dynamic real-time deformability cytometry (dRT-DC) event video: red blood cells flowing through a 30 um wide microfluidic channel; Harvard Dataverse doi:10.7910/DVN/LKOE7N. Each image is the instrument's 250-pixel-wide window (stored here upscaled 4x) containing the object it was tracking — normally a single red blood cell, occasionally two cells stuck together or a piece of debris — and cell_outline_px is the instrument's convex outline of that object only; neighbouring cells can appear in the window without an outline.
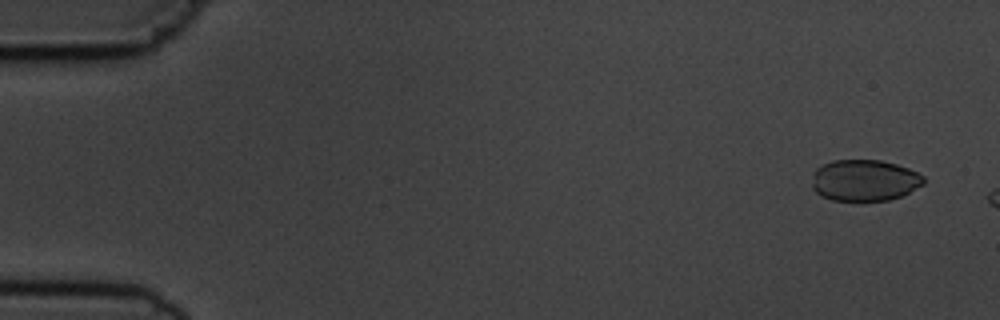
{"species": "common noctule bat (a hibernating species)", "species_latin": "Nyctalus noctula", "temperature_condition": "cold", "stored_images_in_passage": 4, "camera_frame_rate_fps": 3000, "um_per_image_px": 0.085, "animal": {"sex": "male", "body_mass_g": 19.5, "forearm_length_mm": 54.6}, "frame": {"image": 1, "passage_image": 1, "time_ms": 0.0, "image_size_px": [1000, 320], "cell_outline_px": [[924, 184], [900, 196], [888, 200], [832, 200], [820, 196], [812, 188], [812, 172], [816, 168], [832, 160], [880, 160], [896, 164], [908, 168], [924, 176]], "centroid_in_image_um": [73.44, 15.32], "position_along_channel_um": 11.6, "area_um2": 26.93}}